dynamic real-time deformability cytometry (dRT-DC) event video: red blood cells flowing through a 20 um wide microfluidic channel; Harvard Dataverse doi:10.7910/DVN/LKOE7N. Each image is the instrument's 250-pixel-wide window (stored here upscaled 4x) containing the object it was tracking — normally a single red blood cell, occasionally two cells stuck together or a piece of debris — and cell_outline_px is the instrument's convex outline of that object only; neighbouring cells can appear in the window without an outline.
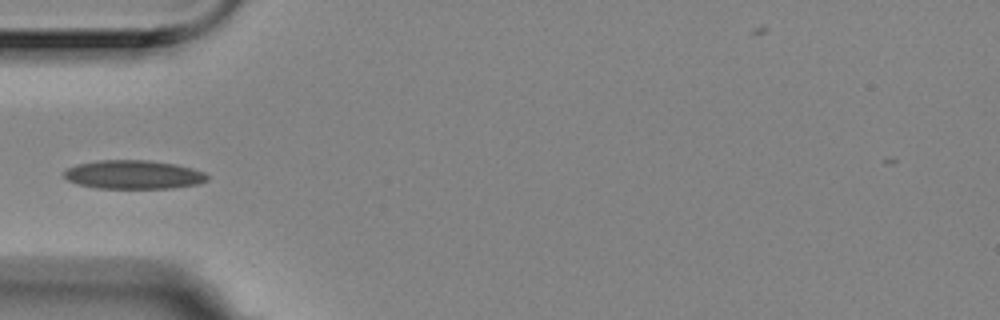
{"species": "Egyptian fruit bat (a non-hibernating species)", "species_latin": "Rousettus aegyptiacus", "temperature_condition": "room temperature", "stored_images_in_passage": 1, "camera_frame_rate_fps": 3000, "um_per_image_px": 0.085, "animal": {"sex": "female"}, "frame": {"image": 1, "passage_image": 1, "time_ms": 0.0, "image_size_px": [1000, 320], "cell_outline_px": [[208, 180], [196, 184], [172, 188], [96, 188], [76, 184], [68, 180], [64, 176], [64, 172], [68, 168], [76, 164], [100, 160], [148, 160], [176, 164], [192, 168], [204, 172], [208, 176]], "centroid_in_image_um": [11.34, 14.84], "position_along_channel_um": 73.7, "area_um2": 23.99}}